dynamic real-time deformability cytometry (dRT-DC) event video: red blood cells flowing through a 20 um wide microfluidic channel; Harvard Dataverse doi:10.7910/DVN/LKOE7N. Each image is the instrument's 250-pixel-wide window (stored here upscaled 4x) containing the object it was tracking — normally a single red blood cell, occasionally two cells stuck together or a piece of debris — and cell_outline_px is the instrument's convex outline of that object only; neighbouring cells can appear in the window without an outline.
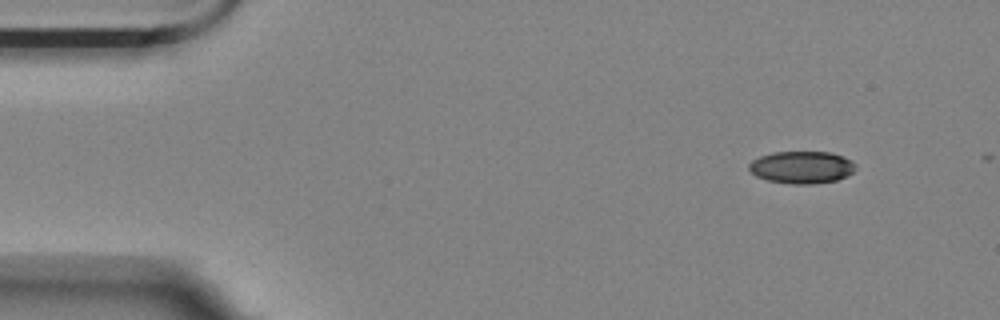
{"species": "Egyptian fruit bat (a non-hibernating species)", "species_latin": "Rousettus aegyptiacus", "temperature_condition": "room temperature", "stored_images_in_passage": 3, "camera_frame_rate_fps": 3000, "um_per_image_px": 0.085, "animal": {"sex": "female"}, "frame": {"image": 1, "passage_image": 1, "time_ms": 0.0, "image_size_px": [1000, 320], "cell_outline_px": [[856, 168], [848, 176], [836, 180], [812, 184], [792, 184], [768, 180], [756, 176], [748, 168], [748, 164], [752, 160], [760, 156], [772, 152], [832, 152], [844, 156], [852, 160], [856, 164]], "centroid_in_image_um": [68.17, 14.21], "position_along_channel_um": 16.8, "area_um2": 20.23}}